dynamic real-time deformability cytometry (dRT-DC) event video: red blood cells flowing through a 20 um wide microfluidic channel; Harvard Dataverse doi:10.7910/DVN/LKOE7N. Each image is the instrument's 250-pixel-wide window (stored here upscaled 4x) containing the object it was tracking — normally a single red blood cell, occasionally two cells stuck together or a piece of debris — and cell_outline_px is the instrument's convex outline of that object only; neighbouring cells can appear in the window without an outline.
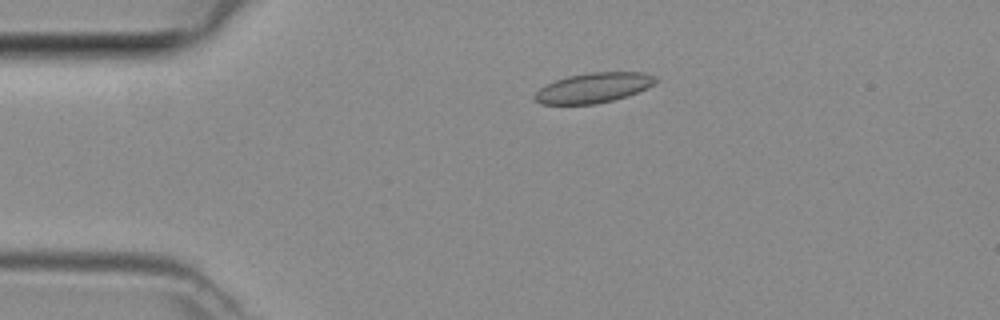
{"species": "common noctule bat (a hibernating species)", "species_latin": "Nyctalus noctula", "temperature_condition": "room temperature", "stored_images_in_passage": 47, "camera_frame_rate_fps": 3000, "um_per_image_px": 0.085, "animal": {"sex": "female", "body_mass_g": 29.2, "forearm_length_mm": 56.3}, "frame": {"image": 1, "passage_image": 10, "time_ms": 3.0, "image_size_px": [1000, 320], "cell_outline_px": [[660, 80], [628, 96], [596, 104], [540, 104], [532, 96], [544, 84], [568, 76], [592, 72], [644, 72], [656, 76]], "centroid_in_image_um": [50.43, 7.46], "position_along_channel_um": 34.6, "area_um2": 21.1}}
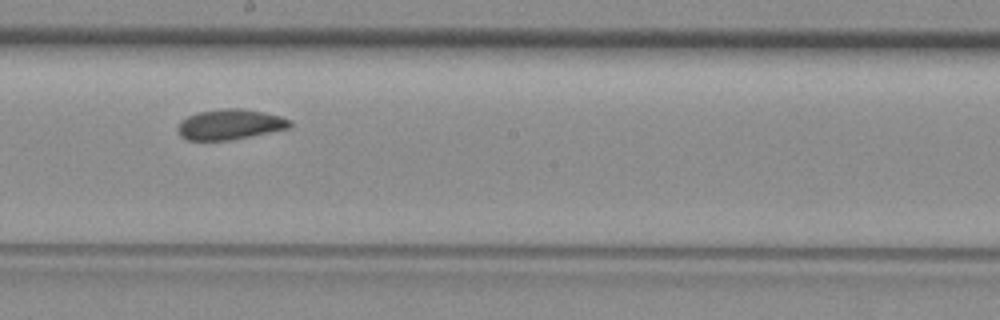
{"frame": {"image": 2, "passage_image": 26, "time_ms": 8.333, "image_size_px": [1000, 320], "cell_outline_px": [[292, 124], [288, 128], [228, 140], [188, 140], [180, 136], [176, 128], [180, 120], [196, 112], [228, 108], [240, 108], [264, 112], [280, 116], [292, 120]], "centroid_in_image_um": [19.5, 10.56], "position_along_channel_um": 228.7, "area_um2": 19.71}}
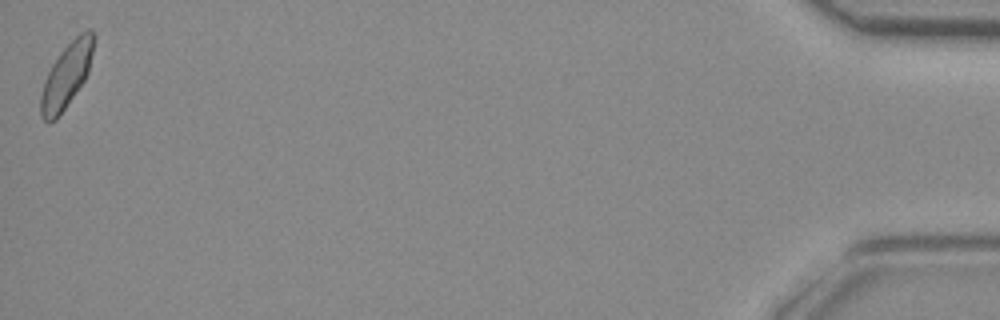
{"frame": {"image": 3, "passage_image": 47, "time_ms": 15.333, "image_size_px": [1000, 320], "cell_outline_px": [[92, 52], [88, 72], [84, 80], [56, 120], [48, 124], [40, 116], [40, 96], [44, 80], [52, 64], [60, 52], [80, 32], [88, 28], [92, 32]], "centroid_in_image_um": [5.6, 6.47], "position_along_channel_um": 429.6, "area_um2": 19.48}}